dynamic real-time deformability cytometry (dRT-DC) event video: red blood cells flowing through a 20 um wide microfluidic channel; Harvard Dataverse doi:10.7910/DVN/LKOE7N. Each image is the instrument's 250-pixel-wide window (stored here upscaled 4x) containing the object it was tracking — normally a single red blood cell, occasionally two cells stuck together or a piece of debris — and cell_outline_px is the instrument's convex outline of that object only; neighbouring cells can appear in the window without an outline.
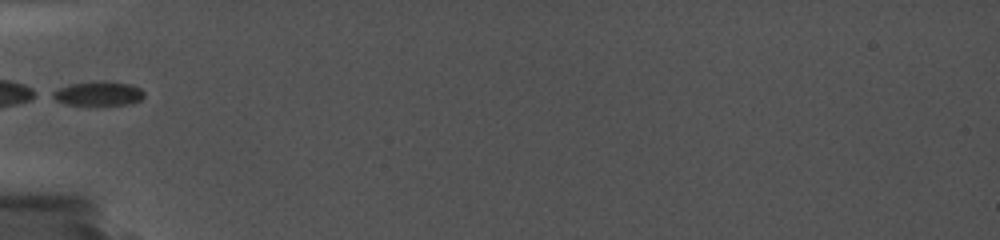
{"species": "common noctule bat (a hibernating species)", "species_latin": "Nyctalus noctula", "temperature_condition": "cold", "stored_images_in_passage": 35, "camera_frame_rate_fps": 5000, "um_per_image_px": 0.085, "animal": {"sex": "female", "body_mass_g": 19.0, "forearm_length_mm": 56.7}, "frame": {"image": 1, "passage_image": 1, "time_ms": 0.0, "image_size_px": [1000, 240], "cell_outline_px": [[144, 96], [140, 100], [128, 104], [68, 104], [56, 100], [48, 96], [52, 92], [68, 84], [100, 80], [104, 80], [132, 84], [140, 88], [144, 92]], "centroid_in_image_um": [8.36, 7.92], "position_along_channel_um": 76.6, "area_um2": 12.95}}